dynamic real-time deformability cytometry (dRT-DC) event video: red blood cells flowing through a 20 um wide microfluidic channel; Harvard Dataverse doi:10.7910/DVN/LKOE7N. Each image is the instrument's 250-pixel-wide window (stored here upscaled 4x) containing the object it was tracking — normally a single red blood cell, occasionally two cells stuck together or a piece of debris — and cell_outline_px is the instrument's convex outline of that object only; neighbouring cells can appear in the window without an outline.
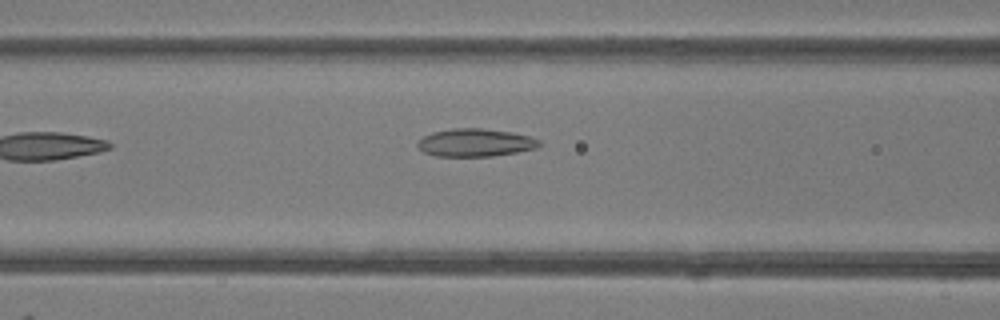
{"species": "common noctule bat (a hibernating species)", "species_latin": "Nyctalus noctula", "temperature_condition": "room temperature", "stored_images_in_passage": 5, "camera_frame_rate_fps": 3000, "um_per_image_px": 0.085, "animal": {"sex": "female"}, "frame": {"image": 1, "passage_image": 5, "time_ms": 4.667, "image_size_px": [1000, 320], "cell_outline_px": [[540, 144], [536, 148], [516, 152], [492, 156], [436, 156], [424, 152], [416, 144], [424, 136], [432, 132], [452, 128], [484, 128], [512, 132], [528, 136], [540, 140]], "centroid_in_image_um": [40.4, 12.11], "position_along_channel_um": 126.2, "area_um2": 19.65}}